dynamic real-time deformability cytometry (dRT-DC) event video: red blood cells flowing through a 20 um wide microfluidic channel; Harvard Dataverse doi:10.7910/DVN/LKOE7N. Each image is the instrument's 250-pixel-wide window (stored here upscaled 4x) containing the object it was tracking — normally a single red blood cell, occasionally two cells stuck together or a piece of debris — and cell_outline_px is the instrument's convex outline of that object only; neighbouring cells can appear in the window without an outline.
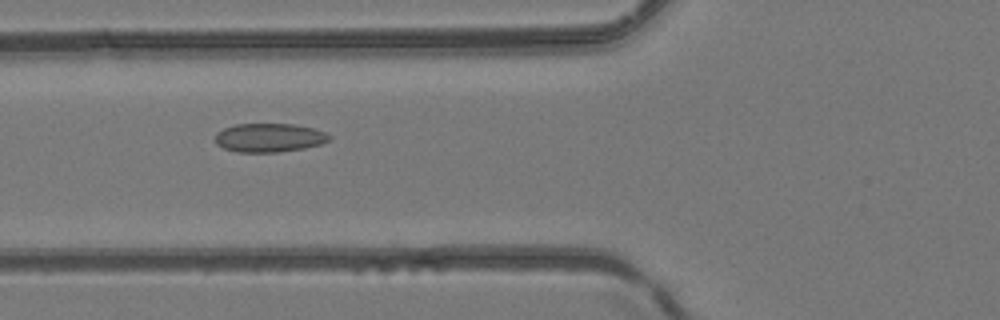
{"species": "common noctule bat (a hibernating species)", "species_latin": "Nyctalus noctula", "temperature_condition": "room temperature", "stored_images_in_passage": 6, "camera_frame_rate_fps": 3000, "um_per_image_px": 0.085, "animal": {"sex": "female", "body_mass_g": 24.6, "forearm_length_mm": 56.2}, "frame": {"image": 1, "passage_image": 5, "time_ms": 6.0, "image_size_px": [1000, 320], "cell_outline_px": [[332, 140], [320, 144], [304, 148], [276, 152], [236, 152], [224, 148], [216, 144], [216, 132], [224, 128], [236, 124], [292, 124], [312, 128], [324, 132], [332, 136]], "centroid_in_image_um": [22.89, 11.7], "position_along_channel_um": 102.9, "area_um2": 19.07}}
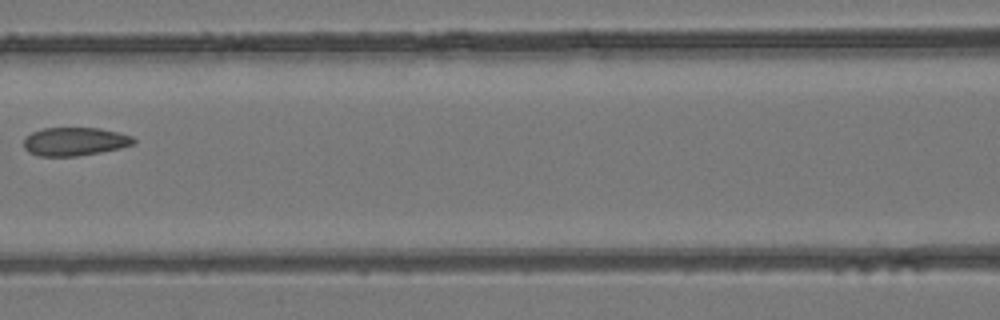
{"frame": {"image": 2, "passage_image": 6, "time_ms": 7.333, "image_size_px": [1000, 320], "cell_outline_px": [[136, 140], [132, 144], [120, 148], [100, 152], [76, 156], [40, 156], [28, 152], [24, 148], [24, 140], [32, 132], [44, 128], [100, 128], [132, 136]], "centroid_in_image_um": [6.34, 12.03], "position_along_channel_um": 160.3, "area_um2": 17.98}}